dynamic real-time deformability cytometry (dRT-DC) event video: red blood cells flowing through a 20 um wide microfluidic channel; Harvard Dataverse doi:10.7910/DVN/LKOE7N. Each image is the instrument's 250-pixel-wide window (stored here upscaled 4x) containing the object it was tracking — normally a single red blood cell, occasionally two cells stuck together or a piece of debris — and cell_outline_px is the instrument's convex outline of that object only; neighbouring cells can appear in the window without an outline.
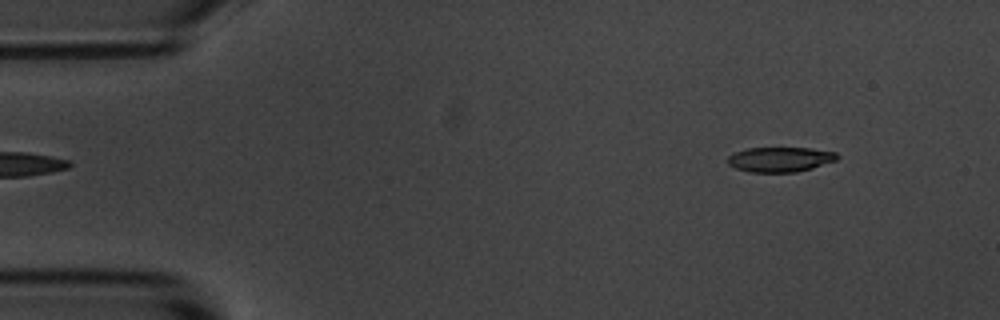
{"species": "common noctule bat (a hibernating species)", "species_latin": "Nyctalus noctula", "temperature_condition": "room temperature", "stored_images_in_passage": 49, "camera_frame_rate_fps": 3000, "um_per_image_px": 0.085, "animal": {"sex": "male", "body_mass_g": 20.1, "forearm_length_mm": 53.5}, "frame": {"image": 1, "passage_image": 1, "time_ms": 0.0, "image_size_px": [1000, 320], "cell_outline_px": [[840, 156], [836, 160], [812, 168], [796, 172], [748, 172], [736, 168], [728, 164], [728, 156], [744, 148], [812, 148], [836, 152]], "centroid_in_image_um": [66.31, 13.54], "position_along_channel_um": 18.7, "area_um2": 15.9}}
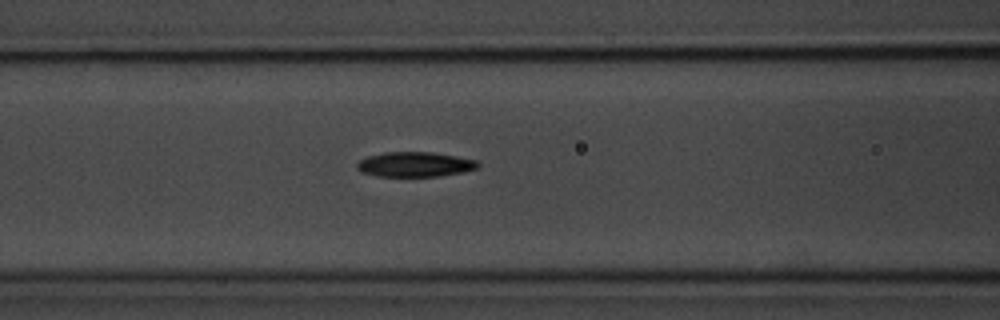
{"frame": {"image": 2, "passage_image": 17, "time_ms": 5.333, "image_size_px": [1000, 320], "cell_outline_px": [[480, 164], [476, 168], [464, 172], [440, 176], [376, 176], [360, 172], [356, 168], [356, 164], [360, 160], [368, 156], [384, 152], [432, 152], [456, 156], [476, 160]], "centroid_in_image_um": [35.24, 13.97], "position_along_channel_um": 131.4, "area_um2": 17.57}}
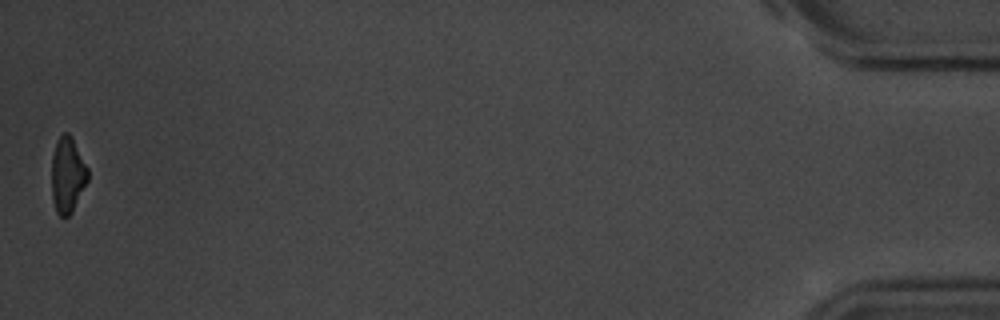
{"frame": {"image": 3, "passage_image": 49, "time_ms": 16.0, "image_size_px": [1000, 320], "cell_outline_px": [[88, 180], [72, 212], [68, 216], [60, 216], [56, 212], [52, 200], [52, 156], [56, 140], [64, 132], [68, 132], [72, 136], [88, 168]], "centroid_in_image_um": [5.74, 14.85], "position_along_channel_um": 429.5, "area_um2": 16.07}, "authors_computed_cell_mechanics": {"area_um2": 17.4556, "velocity_mm_per_s": 3.6934, "shape_relaxation_time_tau1_ms": 2.8646, "shape_relaxation_time_tau2_ms": 7.5619, "deformation_change_tau1": 0.1346, "deformation_change_tau2": 0.1557}}